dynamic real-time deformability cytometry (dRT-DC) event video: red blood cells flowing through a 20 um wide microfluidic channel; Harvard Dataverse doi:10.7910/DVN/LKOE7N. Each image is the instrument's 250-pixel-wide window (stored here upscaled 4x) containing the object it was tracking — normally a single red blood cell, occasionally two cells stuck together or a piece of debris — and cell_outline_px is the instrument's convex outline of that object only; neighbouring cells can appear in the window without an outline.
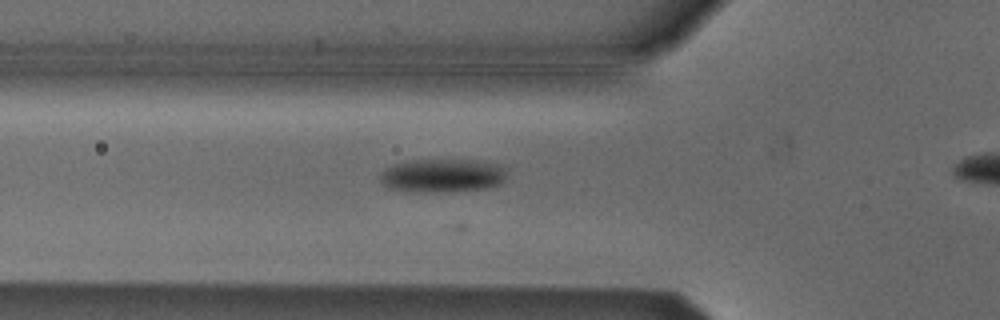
{"species": "Egyptian fruit bat (a non-hibernating species)", "species_latin": "Rousettus aegyptiacus", "temperature_condition": "cold", "stored_images_in_passage": 18, "camera_frame_rate_fps": 3000, "um_per_image_px": 0.085, "animal": {"sex": "male"}, "frame": {"image": 1, "passage_image": 5, "time_ms": 1.333, "image_size_px": [1000, 320], "cell_outline_px": [[508, 168], [504, 180], [500, 184], [488, 188], [448, 192], [416, 192], [392, 188], [384, 184], [380, 180], [380, 176], [392, 164], [408, 160], [476, 160], [500, 164]], "centroid_in_image_um": [37.69, 14.92], "position_along_channel_um": 88.1, "area_um2": 24.91}}
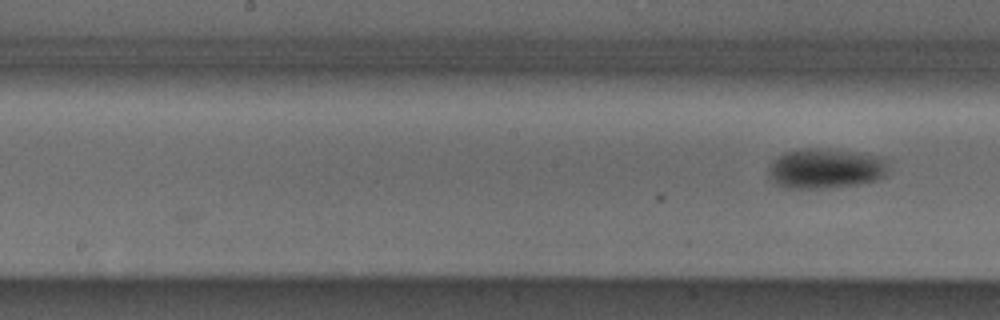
{"frame": {"image": 2, "passage_image": 18, "time_ms": 5.667, "image_size_px": [1000, 320], "cell_outline_px": [[888, 168], [884, 176], [876, 180], [856, 184], [824, 188], [784, 188], [776, 184], [768, 176], [768, 168], [772, 160], [784, 152], [804, 148], [816, 148], [848, 152], [876, 156], [888, 160]], "centroid_in_image_um": [70.11, 14.33], "position_along_channel_um": 178.1, "area_um2": 27.74}}